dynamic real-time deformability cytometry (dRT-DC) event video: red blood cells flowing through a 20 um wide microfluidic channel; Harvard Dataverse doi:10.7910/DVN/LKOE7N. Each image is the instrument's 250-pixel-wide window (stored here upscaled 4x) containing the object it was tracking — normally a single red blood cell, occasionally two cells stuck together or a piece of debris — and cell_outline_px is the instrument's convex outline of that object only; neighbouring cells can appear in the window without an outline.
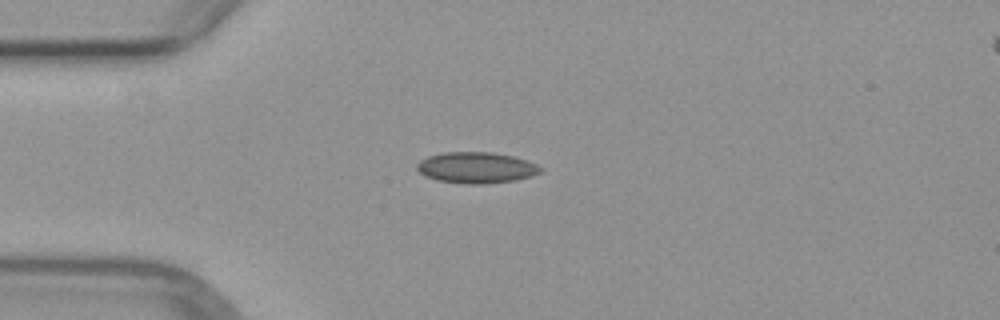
{"species": "common noctule bat (a hibernating species)", "species_latin": "Nyctalus noctula", "temperature_condition": "warm", "stored_images_in_passage": 1, "camera_frame_rate_fps": 3000, "um_per_image_px": 0.085, "animal": {"sex": "female", "body_mass_g": 29.2, "forearm_length_mm": 56.3}, "frame": {"image": 1, "passage_image": 1, "time_ms": 0.0, "image_size_px": [1000, 320], "cell_outline_px": [[544, 168], [540, 172], [532, 176], [516, 180], [484, 184], [464, 184], [436, 180], [424, 176], [416, 168], [416, 164], [420, 160], [428, 156], [444, 152], [492, 152], [512, 156], [536, 164]], "centroid_in_image_um": [40.46, 14.26], "position_along_channel_um": 44.5, "area_um2": 22.48}}